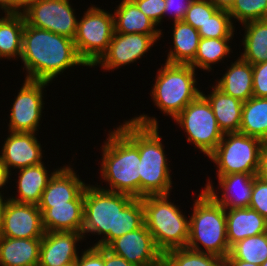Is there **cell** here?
Listing matches in <instances>:
<instances>
[{
  "instance_id": "681fc988",
  "label": "cell",
  "mask_w": 267,
  "mask_h": 266,
  "mask_svg": "<svg viewBox=\"0 0 267 266\" xmlns=\"http://www.w3.org/2000/svg\"><path fill=\"white\" fill-rule=\"evenodd\" d=\"M61 266H75V263L64 264V265H61Z\"/></svg>"
},
{
  "instance_id": "9c48e42d",
  "label": "cell",
  "mask_w": 267,
  "mask_h": 266,
  "mask_svg": "<svg viewBox=\"0 0 267 266\" xmlns=\"http://www.w3.org/2000/svg\"><path fill=\"white\" fill-rule=\"evenodd\" d=\"M114 33V17L103 9L90 7L77 22L74 40L79 57L92 67L107 51Z\"/></svg>"
},
{
  "instance_id": "277c9868",
  "label": "cell",
  "mask_w": 267,
  "mask_h": 266,
  "mask_svg": "<svg viewBox=\"0 0 267 266\" xmlns=\"http://www.w3.org/2000/svg\"><path fill=\"white\" fill-rule=\"evenodd\" d=\"M102 147L101 175L110 185L107 191L140 198V156L138 146L118 127Z\"/></svg>"
},
{
  "instance_id": "1f68e13d",
  "label": "cell",
  "mask_w": 267,
  "mask_h": 266,
  "mask_svg": "<svg viewBox=\"0 0 267 266\" xmlns=\"http://www.w3.org/2000/svg\"><path fill=\"white\" fill-rule=\"evenodd\" d=\"M163 266H225V259L187 247L172 249L163 254Z\"/></svg>"
},
{
  "instance_id": "3957f363",
  "label": "cell",
  "mask_w": 267,
  "mask_h": 266,
  "mask_svg": "<svg viewBox=\"0 0 267 266\" xmlns=\"http://www.w3.org/2000/svg\"><path fill=\"white\" fill-rule=\"evenodd\" d=\"M119 128L138 146L140 156V198L169 195L172 187L167 157L164 154L156 118L141 115Z\"/></svg>"
},
{
  "instance_id": "f35d334b",
  "label": "cell",
  "mask_w": 267,
  "mask_h": 266,
  "mask_svg": "<svg viewBox=\"0 0 267 266\" xmlns=\"http://www.w3.org/2000/svg\"><path fill=\"white\" fill-rule=\"evenodd\" d=\"M253 97H267V61L253 65Z\"/></svg>"
},
{
  "instance_id": "8d00e7d4",
  "label": "cell",
  "mask_w": 267,
  "mask_h": 266,
  "mask_svg": "<svg viewBox=\"0 0 267 266\" xmlns=\"http://www.w3.org/2000/svg\"><path fill=\"white\" fill-rule=\"evenodd\" d=\"M249 208L256 210L267 220V181L254 178Z\"/></svg>"
},
{
  "instance_id": "5bb4252c",
  "label": "cell",
  "mask_w": 267,
  "mask_h": 266,
  "mask_svg": "<svg viewBox=\"0 0 267 266\" xmlns=\"http://www.w3.org/2000/svg\"><path fill=\"white\" fill-rule=\"evenodd\" d=\"M106 248L135 266H162L163 254L145 224L113 240Z\"/></svg>"
},
{
  "instance_id": "603a6c76",
  "label": "cell",
  "mask_w": 267,
  "mask_h": 266,
  "mask_svg": "<svg viewBox=\"0 0 267 266\" xmlns=\"http://www.w3.org/2000/svg\"><path fill=\"white\" fill-rule=\"evenodd\" d=\"M216 87L224 94L246 102L253 97V65L239 57L217 82Z\"/></svg>"
},
{
  "instance_id": "60d3db41",
  "label": "cell",
  "mask_w": 267,
  "mask_h": 266,
  "mask_svg": "<svg viewBox=\"0 0 267 266\" xmlns=\"http://www.w3.org/2000/svg\"><path fill=\"white\" fill-rule=\"evenodd\" d=\"M193 1L194 0H165L164 15L171 11L172 13L174 12V22L182 21Z\"/></svg>"
},
{
  "instance_id": "ee69618b",
  "label": "cell",
  "mask_w": 267,
  "mask_h": 266,
  "mask_svg": "<svg viewBox=\"0 0 267 266\" xmlns=\"http://www.w3.org/2000/svg\"><path fill=\"white\" fill-rule=\"evenodd\" d=\"M256 176L267 181V141H264L260 150L259 165Z\"/></svg>"
},
{
  "instance_id": "4dcf8cb0",
  "label": "cell",
  "mask_w": 267,
  "mask_h": 266,
  "mask_svg": "<svg viewBox=\"0 0 267 266\" xmlns=\"http://www.w3.org/2000/svg\"><path fill=\"white\" fill-rule=\"evenodd\" d=\"M267 259V232L235 243L225 260H242L260 266Z\"/></svg>"
},
{
  "instance_id": "f6af8a7d",
  "label": "cell",
  "mask_w": 267,
  "mask_h": 266,
  "mask_svg": "<svg viewBox=\"0 0 267 266\" xmlns=\"http://www.w3.org/2000/svg\"><path fill=\"white\" fill-rule=\"evenodd\" d=\"M212 2L218 9L221 10H229L235 0H209Z\"/></svg>"
},
{
  "instance_id": "7402d4cb",
  "label": "cell",
  "mask_w": 267,
  "mask_h": 266,
  "mask_svg": "<svg viewBox=\"0 0 267 266\" xmlns=\"http://www.w3.org/2000/svg\"><path fill=\"white\" fill-rule=\"evenodd\" d=\"M41 240L0 236V265L38 266Z\"/></svg>"
},
{
  "instance_id": "d590c367",
  "label": "cell",
  "mask_w": 267,
  "mask_h": 266,
  "mask_svg": "<svg viewBox=\"0 0 267 266\" xmlns=\"http://www.w3.org/2000/svg\"><path fill=\"white\" fill-rule=\"evenodd\" d=\"M217 10L218 8L209 0H194L182 21L198 30Z\"/></svg>"
},
{
  "instance_id": "b9f144b4",
  "label": "cell",
  "mask_w": 267,
  "mask_h": 266,
  "mask_svg": "<svg viewBox=\"0 0 267 266\" xmlns=\"http://www.w3.org/2000/svg\"><path fill=\"white\" fill-rule=\"evenodd\" d=\"M33 0H0V8L5 13L21 14L23 13ZM22 12H21V9ZM20 11V12H19Z\"/></svg>"
},
{
  "instance_id": "9a60e30c",
  "label": "cell",
  "mask_w": 267,
  "mask_h": 266,
  "mask_svg": "<svg viewBox=\"0 0 267 266\" xmlns=\"http://www.w3.org/2000/svg\"><path fill=\"white\" fill-rule=\"evenodd\" d=\"M162 34L113 33L107 51L93 65L101 64L105 70L119 68L139 60Z\"/></svg>"
},
{
  "instance_id": "8992f818",
  "label": "cell",
  "mask_w": 267,
  "mask_h": 266,
  "mask_svg": "<svg viewBox=\"0 0 267 266\" xmlns=\"http://www.w3.org/2000/svg\"><path fill=\"white\" fill-rule=\"evenodd\" d=\"M168 196L170 194L142 197L146 228L162 254L186 247L189 239V220L168 200Z\"/></svg>"
},
{
  "instance_id": "ffe728a7",
  "label": "cell",
  "mask_w": 267,
  "mask_h": 266,
  "mask_svg": "<svg viewBox=\"0 0 267 266\" xmlns=\"http://www.w3.org/2000/svg\"><path fill=\"white\" fill-rule=\"evenodd\" d=\"M45 232L72 231L82 233L84 223V191L67 204L39 208Z\"/></svg>"
},
{
  "instance_id": "bcb514c9",
  "label": "cell",
  "mask_w": 267,
  "mask_h": 266,
  "mask_svg": "<svg viewBox=\"0 0 267 266\" xmlns=\"http://www.w3.org/2000/svg\"><path fill=\"white\" fill-rule=\"evenodd\" d=\"M9 176L10 174L0 161V188H2L6 184V182H8V179L10 178Z\"/></svg>"
},
{
  "instance_id": "74e56055",
  "label": "cell",
  "mask_w": 267,
  "mask_h": 266,
  "mask_svg": "<svg viewBox=\"0 0 267 266\" xmlns=\"http://www.w3.org/2000/svg\"><path fill=\"white\" fill-rule=\"evenodd\" d=\"M140 11L158 25L164 16L165 0H132Z\"/></svg>"
},
{
  "instance_id": "5b68a950",
  "label": "cell",
  "mask_w": 267,
  "mask_h": 266,
  "mask_svg": "<svg viewBox=\"0 0 267 266\" xmlns=\"http://www.w3.org/2000/svg\"><path fill=\"white\" fill-rule=\"evenodd\" d=\"M189 219V239L186 247L225 259L231 249L227 239L226 209L203 190L195 200L193 214ZM198 243H201L206 251H203Z\"/></svg>"
},
{
  "instance_id": "f1b7e54d",
  "label": "cell",
  "mask_w": 267,
  "mask_h": 266,
  "mask_svg": "<svg viewBox=\"0 0 267 266\" xmlns=\"http://www.w3.org/2000/svg\"><path fill=\"white\" fill-rule=\"evenodd\" d=\"M244 53L240 58L252 65L267 61V20L245 23Z\"/></svg>"
},
{
  "instance_id": "4316f807",
  "label": "cell",
  "mask_w": 267,
  "mask_h": 266,
  "mask_svg": "<svg viewBox=\"0 0 267 266\" xmlns=\"http://www.w3.org/2000/svg\"><path fill=\"white\" fill-rule=\"evenodd\" d=\"M173 28L174 51L168 53L166 63L190 65L201 39L198 30L183 21L174 22Z\"/></svg>"
},
{
  "instance_id": "4fadbf2b",
  "label": "cell",
  "mask_w": 267,
  "mask_h": 266,
  "mask_svg": "<svg viewBox=\"0 0 267 266\" xmlns=\"http://www.w3.org/2000/svg\"><path fill=\"white\" fill-rule=\"evenodd\" d=\"M42 212L38 205L7 199L3 210L0 236L8 238H43Z\"/></svg>"
},
{
  "instance_id": "d6a6232c",
  "label": "cell",
  "mask_w": 267,
  "mask_h": 266,
  "mask_svg": "<svg viewBox=\"0 0 267 266\" xmlns=\"http://www.w3.org/2000/svg\"><path fill=\"white\" fill-rule=\"evenodd\" d=\"M231 38H201L194 61L190 64L194 69H211V64L223 60L230 53L228 42Z\"/></svg>"
},
{
  "instance_id": "f907efd6",
  "label": "cell",
  "mask_w": 267,
  "mask_h": 266,
  "mask_svg": "<svg viewBox=\"0 0 267 266\" xmlns=\"http://www.w3.org/2000/svg\"><path fill=\"white\" fill-rule=\"evenodd\" d=\"M260 266H267V259L264 263H262Z\"/></svg>"
},
{
  "instance_id": "2e32d148",
  "label": "cell",
  "mask_w": 267,
  "mask_h": 266,
  "mask_svg": "<svg viewBox=\"0 0 267 266\" xmlns=\"http://www.w3.org/2000/svg\"><path fill=\"white\" fill-rule=\"evenodd\" d=\"M34 132H10L2 148L0 161L10 168H26L41 164L42 152Z\"/></svg>"
},
{
  "instance_id": "ab89813d",
  "label": "cell",
  "mask_w": 267,
  "mask_h": 266,
  "mask_svg": "<svg viewBox=\"0 0 267 266\" xmlns=\"http://www.w3.org/2000/svg\"><path fill=\"white\" fill-rule=\"evenodd\" d=\"M78 257L75 266H104V247L94 246Z\"/></svg>"
},
{
  "instance_id": "836d02e7",
  "label": "cell",
  "mask_w": 267,
  "mask_h": 266,
  "mask_svg": "<svg viewBox=\"0 0 267 266\" xmlns=\"http://www.w3.org/2000/svg\"><path fill=\"white\" fill-rule=\"evenodd\" d=\"M227 10L218 9L211 18L198 29L201 38H232L234 26Z\"/></svg>"
},
{
  "instance_id": "7a4b0ae2",
  "label": "cell",
  "mask_w": 267,
  "mask_h": 266,
  "mask_svg": "<svg viewBox=\"0 0 267 266\" xmlns=\"http://www.w3.org/2000/svg\"><path fill=\"white\" fill-rule=\"evenodd\" d=\"M21 59L26 80L52 81L58 74L76 65L87 66L79 57L74 40L25 23Z\"/></svg>"
},
{
  "instance_id": "cb8c5ba5",
  "label": "cell",
  "mask_w": 267,
  "mask_h": 266,
  "mask_svg": "<svg viewBox=\"0 0 267 266\" xmlns=\"http://www.w3.org/2000/svg\"><path fill=\"white\" fill-rule=\"evenodd\" d=\"M210 103L219 128L223 133L239 132L243 102L224 94L216 86L210 95L201 93Z\"/></svg>"
},
{
  "instance_id": "d4e9b609",
  "label": "cell",
  "mask_w": 267,
  "mask_h": 266,
  "mask_svg": "<svg viewBox=\"0 0 267 266\" xmlns=\"http://www.w3.org/2000/svg\"><path fill=\"white\" fill-rule=\"evenodd\" d=\"M113 17L116 33L162 34V30L156 29L154 26L157 25L132 0H122Z\"/></svg>"
},
{
  "instance_id": "44dd1931",
  "label": "cell",
  "mask_w": 267,
  "mask_h": 266,
  "mask_svg": "<svg viewBox=\"0 0 267 266\" xmlns=\"http://www.w3.org/2000/svg\"><path fill=\"white\" fill-rule=\"evenodd\" d=\"M227 239L230 248L237 242L267 232V220L251 208L226 209Z\"/></svg>"
},
{
  "instance_id": "f546056e",
  "label": "cell",
  "mask_w": 267,
  "mask_h": 266,
  "mask_svg": "<svg viewBox=\"0 0 267 266\" xmlns=\"http://www.w3.org/2000/svg\"><path fill=\"white\" fill-rule=\"evenodd\" d=\"M25 27L23 14L6 13L0 18V57L21 56L22 34Z\"/></svg>"
},
{
  "instance_id": "7c38bea8",
  "label": "cell",
  "mask_w": 267,
  "mask_h": 266,
  "mask_svg": "<svg viewBox=\"0 0 267 266\" xmlns=\"http://www.w3.org/2000/svg\"><path fill=\"white\" fill-rule=\"evenodd\" d=\"M46 81H24L11 109L9 132L37 131L43 108L42 90Z\"/></svg>"
},
{
  "instance_id": "6da1fadb",
  "label": "cell",
  "mask_w": 267,
  "mask_h": 266,
  "mask_svg": "<svg viewBox=\"0 0 267 266\" xmlns=\"http://www.w3.org/2000/svg\"><path fill=\"white\" fill-rule=\"evenodd\" d=\"M144 224L142 198L86 186L82 234H104L94 246L107 247L113 240Z\"/></svg>"
},
{
  "instance_id": "8fae6325",
  "label": "cell",
  "mask_w": 267,
  "mask_h": 266,
  "mask_svg": "<svg viewBox=\"0 0 267 266\" xmlns=\"http://www.w3.org/2000/svg\"><path fill=\"white\" fill-rule=\"evenodd\" d=\"M73 11L69 0H33L22 14L28 25L74 39L78 21Z\"/></svg>"
},
{
  "instance_id": "7bdbcfd3",
  "label": "cell",
  "mask_w": 267,
  "mask_h": 266,
  "mask_svg": "<svg viewBox=\"0 0 267 266\" xmlns=\"http://www.w3.org/2000/svg\"><path fill=\"white\" fill-rule=\"evenodd\" d=\"M104 266H135L104 247Z\"/></svg>"
},
{
  "instance_id": "ba28073f",
  "label": "cell",
  "mask_w": 267,
  "mask_h": 266,
  "mask_svg": "<svg viewBox=\"0 0 267 266\" xmlns=\"http://www.w3.org/2000/svg\"><path fill=\"white\" fill-rule=\"evenodd\" d=\"M262 144V140L239 132L224 133L208 157L217 164L218 175L257 173Z\"/></svg>"
},
{
  "instance_id": "d6986e66",
  "label": "cell",
  "mask_w": 267,
  "mask_h": 266,
  "mask_svg": "<svg viewBox=\"0 0 267 266\" xmlns=\"http://www.w3.org/2000/svg\"><path fill=\"white\" fill-rule=\"evenodd\" d=\"M86 186L70 166L59 168L52 175L43 191L38 208L67 204V202L75 200Z\"/></svg>"
},
{
  "instance_id": "ac0fdd59",
  "label": "cell",
  "mask_w": 267,
  "mask_h": 266,
  "mask_svg": "<svg viewBox=\"0 0 267 266\" xmlns=\"http://www.w3.org/2000/svg\"><path fill=\"white\" fill-rule=\"evenodd\" d=\"M255 177L256 173L218 175L219 185L223 190L221 199L214 192V188L210 182L206 184L204 190L225 209L248 208ZM235 188L238 190L236 191ZM232 191H236V193Z\"/></svg>"
},
{
  "instance_id": "52a82bcc",
  "label": "cell",
  "mask_w": 267,
  "mask_h": 266,
  "mask_svg": "<svg viewBox=\"0 0 267 266\" xmlns=\"http://www.w3.org/2000/svg\"><path fill=\"white\" fill-rule=\"evenodd\" d=\"M195 70L191 65L165 63L158 71L151 96L156 106L173 119L202 93L195 87Z\"/></svg>"
},
{
  "instance_id": "e575fe53",
  "label": "cell",
  "mask_w": 267,
  "mask_h": 266,
  "mask_svg": "<svg viewBox=\"0 0 267 266\" xmlns=\"http://www.w3.org/2000/svg\"><path fill=\"white\" fill-rule=\"evenodd\" d=\"M228 12L243 24L266 19L267 0H235Z\"/></svg>"
},
{
  "instance_id": "c3c4849f",
  "label": "cell",
  "mask_w": 267,
  "mask_h": 266,
  "mask_svg": "<svg viewBox=\"0 0 267 266\" xmlns=\"http://www.w3.org/2000/svg\"><path fill=\"white\" fill-rule=\"evenodd\" d=\"M4 198L2 197L1 193H0V227H1V223H2V216H3V210L5 207V204L7 202V200H4Z\"/></svg>"
},
{
  "instance_id": "e0dca14e",
  "label": "cell",
  "mask_w": 267,
  "mask_h": 266,
  "mask_svg": "<svg viewBox=\"0 0 267 266\" xmlns=\"http://www.w3.org/2000/svg\"><path fill=\"white\" fill-rule=\"evenodd\" d=\"M84 236L72 231L45 232L41 240L38 266H61L75 263L77 258L76 242Z\"/></svg>"
},
{
  "instance_id": "83f0119b",
  "label": "cell",
  "mask_w": 267,
  "mask_h": 266,
  "mask_svg": "<svg viewBox=\"0 0 267 266\" xmlns=\"http://www.w3.org/2000/svg\"><path fill=\"white\" fill-rule=\"evenodd\" d=\"M239 133L267 141V97L243 102Z\"/></svg>"
},
{
  "instance_id": "30bf717a",
  "label": "cell",
  "mask_w": 267,
  "mask_h": 266,
  "mask_svg": "<svg viewBox=\"0 0 267 266\" xmlns=\"http://www.w3.org/2000/svg\"><path fill=\"white\" fill-rule=\"evenodd\" d=\"M177 124L184 128L188 142L209 156L222 140L224 133L219 128L208 100L200 94L191 101L175 118Z\"/></svg>"
},
{
  "instance_id": "7dc6e473",
  "label": "cell",
  "mask_w": 267,
  "mask_h": 266,
  "mask_svg": "<svg viewBox=\"0 0 267 266\" xmlns=\"http://www.w3.org/2000/svg\"><path fill=\"white\" fill-rule=\"evenodd\" d=\"M225 266H258L242 260H225Z\"/></svg>"
},
{
  "instance_id": "484cf974",
  "label": "cell",
  "mask_w": 267,
  "mask_h": 266,
  "mask_svg": "<svg viewBox=\"0 0 267 266\" xmlns=\"http://www.w3.org/2000/svg\"><path fill=\"white\" fill-rule=\"evenodd\" d=\"M45 168L43 163H41L19 169V179L17 181L19 198L14 197L9 199L18 203L38 205L50 178L56 172L54 171L49 176Z\"/></svg>"
}]
</instances>
